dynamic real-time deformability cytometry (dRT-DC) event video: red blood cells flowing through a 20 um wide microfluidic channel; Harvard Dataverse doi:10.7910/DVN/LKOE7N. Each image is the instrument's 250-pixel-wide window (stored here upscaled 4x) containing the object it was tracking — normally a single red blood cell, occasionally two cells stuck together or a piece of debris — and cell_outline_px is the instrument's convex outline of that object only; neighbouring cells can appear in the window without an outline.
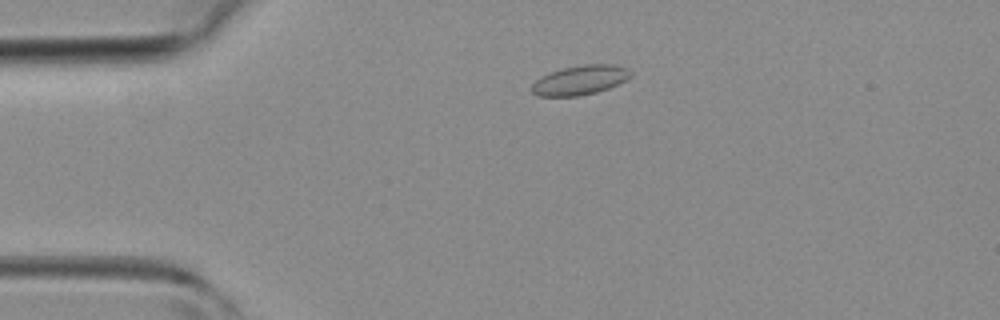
{"species": "common noctule bat (a hibernating species)", "species_latin": "Nyctalus noctula", "temperature_condition": "room temperature", "stored_images_in_passage": 31, "camera_frame_rate_fps": 3000, "um_per_image_px": 0.085, "animal": {"sex": "female", "body_mass_g": 19.3, "forearm_length_mm": 54.1}, "frame": {"image": 1, "passage_image": 7, "time_ms": 2.0, "image_size_px": [1000, 320], "cell_outline_px": [[632, 76], [628, 80], [608, 88], [596, 92], [576, 96], [540, 96], [532, 92], [532, 84], [536, 80], [552, 72], [564, 68], [584, 64], [616, 64], [628, 68], [632, 72]], "centroid_in_image_um": [49.38, 6.8], "position_along_channel_um": 35.6, "area_um2": 16.88}}
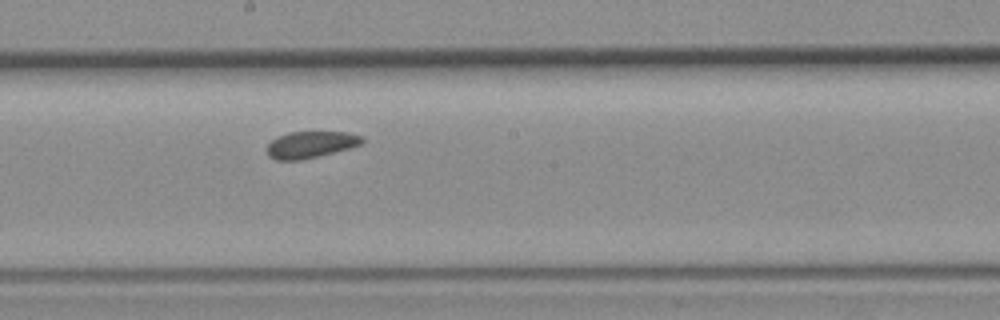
{"frame": {"image": 2, "passage_image": 21, "time_ms": 6.667, "image_size_px": [1000, 320], "cell_outline_px": [[364, 140], [360, 144], [348, 148], [300, 160], [276, 160], [268, 156], [268, 144], [276, 136], [288, 132], [348, 132], [364, 136]], "centroid_in_image_um": [26.39, 12.27], "position_along_channel_um": 221.8, "area_um2": 14.62}}
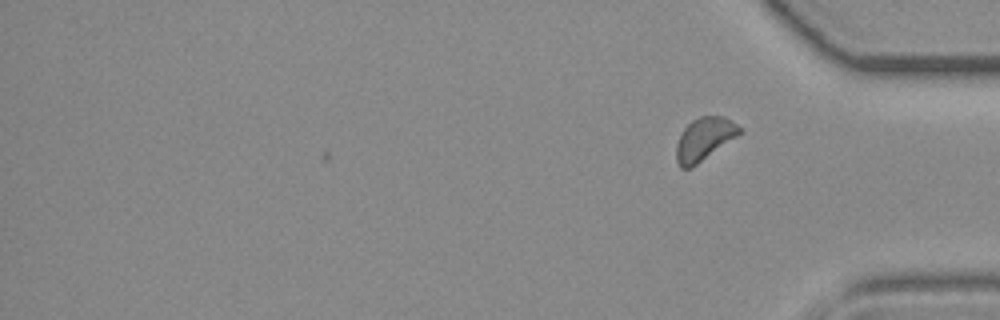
{"frame": {"image": 3, "passage_image": 31, "time_ms": 10.0, "image_size_px": [1000, 320], "cell_outline_px": [[744, 132], [696, 164], [688, 168], [680, 168], [676, 160], [676, 144], [684, 128], [692, 120], [700, 116], [724, 116], [736, 124]], "centroid_in_image_um": [59.86, 11.8], "position_along_channel_um": 375.3, "area_um2": 15.61}}